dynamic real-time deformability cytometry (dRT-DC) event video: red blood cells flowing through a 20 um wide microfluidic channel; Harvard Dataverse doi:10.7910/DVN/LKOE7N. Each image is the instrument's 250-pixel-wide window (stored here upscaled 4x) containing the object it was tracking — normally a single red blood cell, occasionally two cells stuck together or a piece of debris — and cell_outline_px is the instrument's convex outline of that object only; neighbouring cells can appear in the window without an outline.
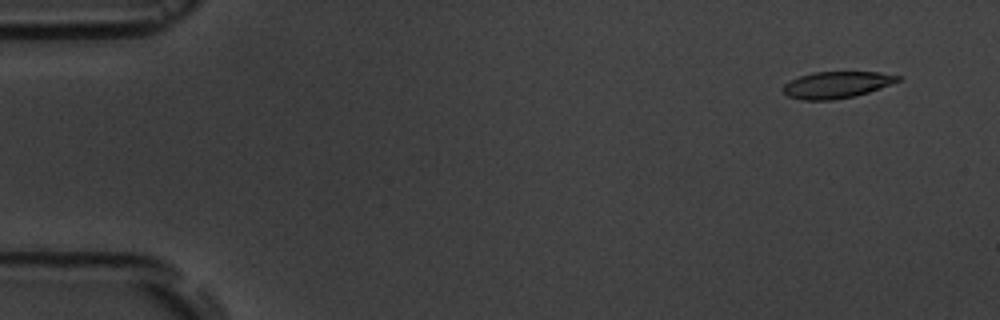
{"species": "common noctule bat (a hibernating species)", "species_latin": "Nyctalus noctula", "temperature_condition": "room temperature", "stored_images_in_passage": 5, "camera_frame_rate_fps": 3000, "um_per_image_px": 0.085, "animal": {"sex": "male", "body_mass_g": 19.5, "forearm_length_mm": 54.6}, "frame": {"image": 1, "passage_image": 2, "time_ms": 1.0, "image_size_px": [1000, 320], "cell_outline_px": [[900, 80], [880, 88], [868, 92], [852, 96], [832, 100], [800, 100], [788, 96], [784, 92], [784, 84], [800, 76], [812, 72], [880, 72], [900, 76]], "centroid_in_image_um": [71.1, 7.2], "position_along_channel_um": 13.9, "area_um2": 17.57}}
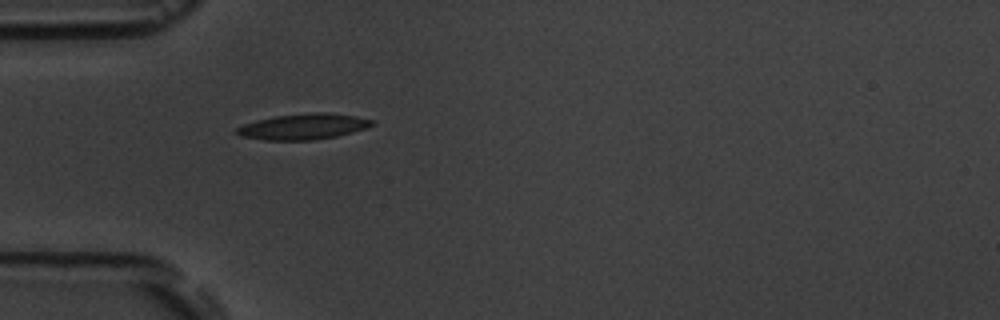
{"frame": {"image": 2, "passage_image": 5, "time_ms": 5.333, "image_size_px": [1000, 320], "cell_outline_px": [[376, 124], [352, 132], [336, 136], [312, 140], [264, 140], [240, 136], [236, 132], [236, 128], [244, 124], [256, 120], [276, 116], [308, 112], [328, 112], [356, 116], [376, 120]], "centroid_in_image_um": [25.81, 10.75], "position_along_channel_um": 59.2, "area_um2": 20.4}}